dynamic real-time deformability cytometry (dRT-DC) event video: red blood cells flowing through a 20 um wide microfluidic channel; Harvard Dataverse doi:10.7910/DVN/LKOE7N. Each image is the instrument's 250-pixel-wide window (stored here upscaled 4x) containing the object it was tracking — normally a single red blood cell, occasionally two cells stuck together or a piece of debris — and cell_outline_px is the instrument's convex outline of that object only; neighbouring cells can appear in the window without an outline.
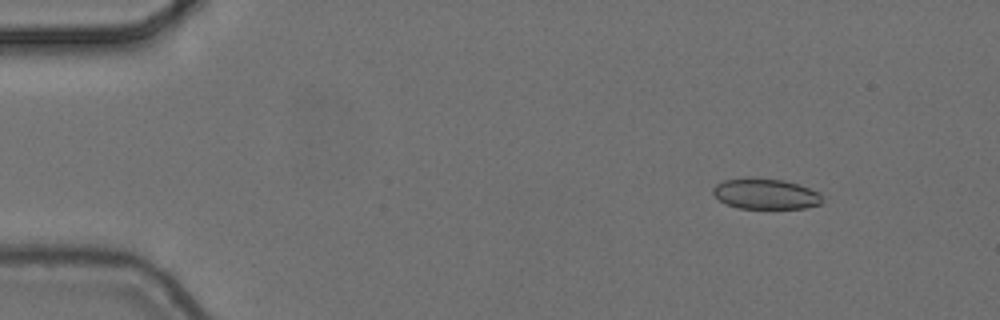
{"species": "common noctule bat (a hibernating species)", "species_latin": "Nyctalus noctula", "temperature_condition": "cold", "stored_images_in_passage": 4, "camera_frame_rate_fps": 3000, "um_per_image_px": 0.085, "animal": {"sex": "female", "body_mass_g": 24.6, "forearm_length_mm": 56.2}, "frame": {"image": 1, "passage_image": 2, "time_ms": 0.333, "image_size_px": [1000, 320], "cell_outline_px": [[820, 204], [804, 208], [736, 208], [720, 200], [712, 192], [712, 188], [716, 184], [724, 180], [744, 176], [748, 176], [784, 180], [820, 192]], "centroid_in_image_um": [65.01, 16.45], "position_along_channel_um": 20.0, "area_um2": 19.54}}
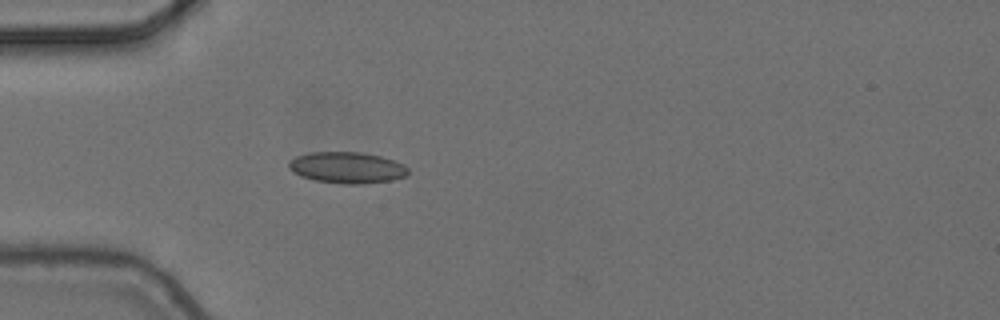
{"frame": {"image": 2, "passage_image": 4, "time_ms": 1.0, "image_size_px": [1000, 320], "cell_outline_px": [[408, 176], [392, 180], [364, 184], [344, 184], [316, 180], [300, 176], [292, 172], [288, 168], [288, 164], [296, 156], [308, 152], [360, 152], [380, 156], [404, 164], [408, 168]], "centroid_in_image_um": [29.5, 14.25], "position_along_channel_um": 55.5, "area_um2": 21.85}}